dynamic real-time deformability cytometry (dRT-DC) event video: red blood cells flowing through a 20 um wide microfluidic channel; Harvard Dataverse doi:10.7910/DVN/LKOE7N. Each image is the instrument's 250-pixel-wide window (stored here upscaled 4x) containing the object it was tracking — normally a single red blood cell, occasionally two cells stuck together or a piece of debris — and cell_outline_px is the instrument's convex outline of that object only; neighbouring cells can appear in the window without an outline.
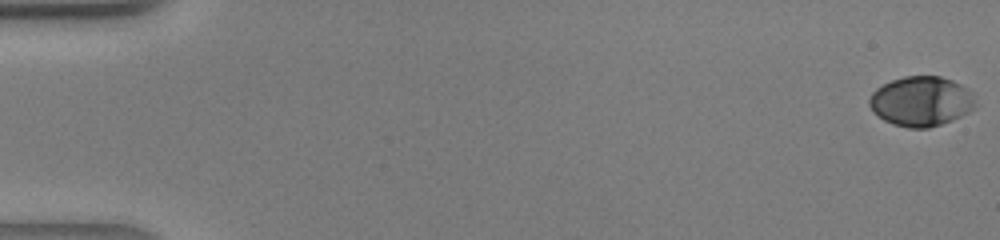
{"species": "human", "species_latin": "Homo sapiens", "temperature_condition": "warm", "stored_images_in_passage": 43, "camera_frame_rate_fps": 3000, "um_per_image_px": 0.085, "donor": {"sex": "male"}, "frame": {"image": 1, "passage_image": 1, "time_ms": 0.0, "image_size_px": [1000, 240], "cell_outline_px": [[976, 104], [968, 112], [952, 120], [928, 128], [908, 128], [892, 124], [884, 120], [872, 112], [868, 104], [868, 100], [872, 92], [876, 88], [892, 80], [904, 76], [940, 76], [952, 80], [968, 88], [972, 92]], "centroid_in_image_um": [78.27, 8.61], "position_along_channel_um": 6.7, "area_um2": 30.92}}
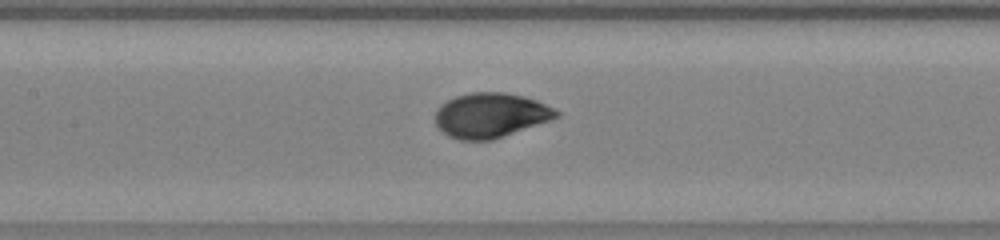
{"frame": {"image": 2, "passage_image": 21, "time_ms": 6.667, "image_size_px": [1000, 240], "cell_outline_px": [[560, 116], [552, 120], [492, 140], [460, 140], [448, 136], [436, 124], [436, 108], [440, 104], [456, 96], [472, 92], [504, 92], [524, 96], [536, 100], [560, 112]], "centroid_in_image_um": [41.71, 9.8], "position_along_channel_um": 165.7, "area_um2": 31.56}}
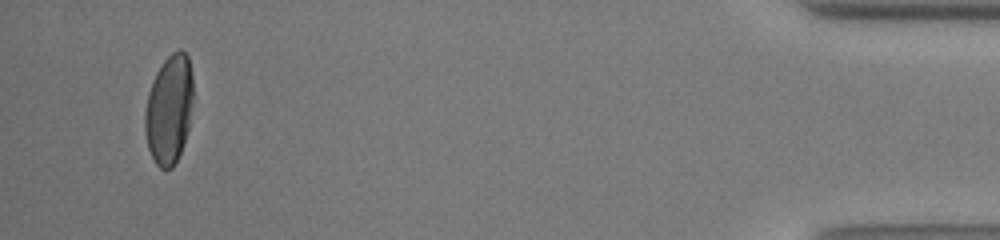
{"frame": {"image": 3, "passage_image": 41, "time_ms": 13.333, "image_size_px": [1000, 240], "cell_outline_px": [[192, 100], [188, 128], [180, 152], [172, 168], [160, 168], [156, 164], [148, 148], [144, 132], [144, 112], [148, 92], [152, 80], [156, 72], [164, 60], [172, 52], [180, 48], [188, 56], [192, 76]], "centroid_in_image_um": [14.34, 9.27], "position_along_channel_um": 420.9, "area_um2": 30.58}}